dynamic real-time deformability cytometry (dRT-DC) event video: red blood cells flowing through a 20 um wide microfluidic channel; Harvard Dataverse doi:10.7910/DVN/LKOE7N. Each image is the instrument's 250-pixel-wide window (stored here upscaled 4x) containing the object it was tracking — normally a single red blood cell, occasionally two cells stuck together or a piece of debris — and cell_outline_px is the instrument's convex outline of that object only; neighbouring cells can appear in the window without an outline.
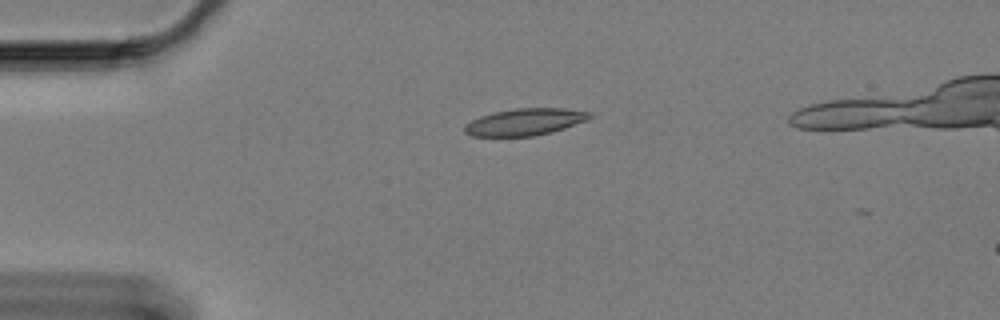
{"species": "Egyptian fruit bat (a non-hibernating species)", "species_latin": "Rousettus aegyptiacus", "temperature_condition": "cold", "stored_images_in_passage": 3, "camera_frame_rate_fps": 3000, "um_per_image_px": 0.085, "animal": {"sex": "female"}, "frame": {"image": 1, "passage_image": 1, "time_ms": 0.0, "image_size_px": [1000, 320], "cell_outline_px": [[592, 116], [588, 120], [552, 132], [532, 136], [472, 136], [464, 132], [464, 124], [480, 116], [492, 112], [516, 108], [564, 108], [592, 112]], "centroid_in_image_um": [44.62, 10.35], "position_along_channel_um": 40.4, "area_um2": 19.71}}